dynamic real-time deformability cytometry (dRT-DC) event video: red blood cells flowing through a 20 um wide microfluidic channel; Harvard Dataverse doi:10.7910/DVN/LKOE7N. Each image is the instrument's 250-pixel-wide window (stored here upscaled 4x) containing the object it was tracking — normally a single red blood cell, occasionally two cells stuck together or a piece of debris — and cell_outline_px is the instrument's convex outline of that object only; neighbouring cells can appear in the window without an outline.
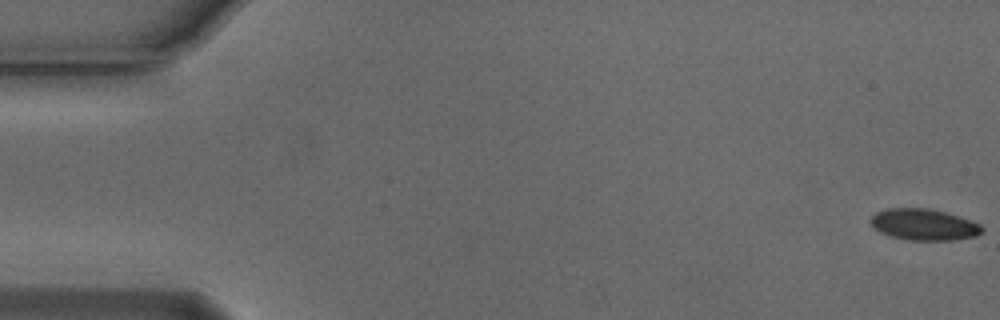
{"species": "Egyptian fruit bat (a non-hibernating species)", "species_latin": "Rousettus aegyptiacus", "temperature_condition": "cold", "stored_images_in_passage": 7, "camera_frame_rate_fps": 3000, "um_per_image_px": 0.085, "animal": {"sex": "male"}, "frame": {"image": 1, "passage_image": 1, "time_ms": 0.0, "image_size_px": [1000, 320], "cell_outline_px": [[984, 232], [976, 236], [952, 240], [908, 240], [892, 236], [880, 232], [868, 220], [876, 212], [888, 208], [928, 208], [944, 212], [980, 224], [984, 228]], "centroid_in_image_um": [78.53, 19.09], "position_along_channel_um": 6.5, "area_um2": 20.17}}
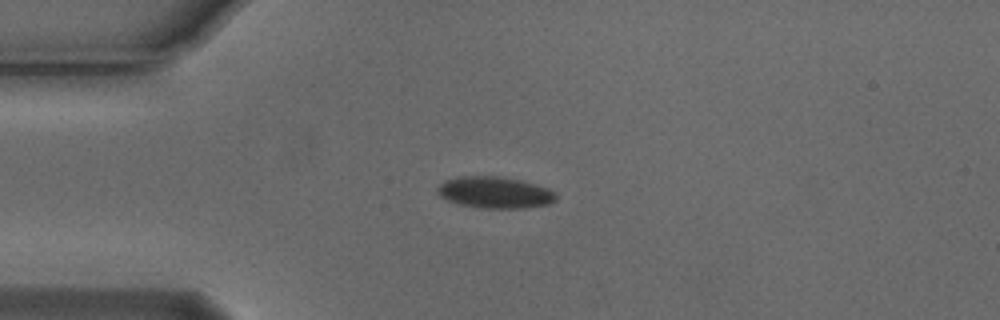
{"frame": {"image": 2, "passage_image": 5, "time_ms": 1.333, "image_size_px": [1000, 320], "cell_outline_px": [[556, 200], [548, 204], [524, 208], [480, 208], [460, 204], [448, 200], [440, 196], [436, 192], [436, 188], [444, 180], [460, 176], [496, 176], [520, 180], [536, 184], [548, 188], [556, 192]], "centroid_in_image_um": [42.05, 16.36], "position_along_channel_um": 42.9, "area_um2": 21.85}}
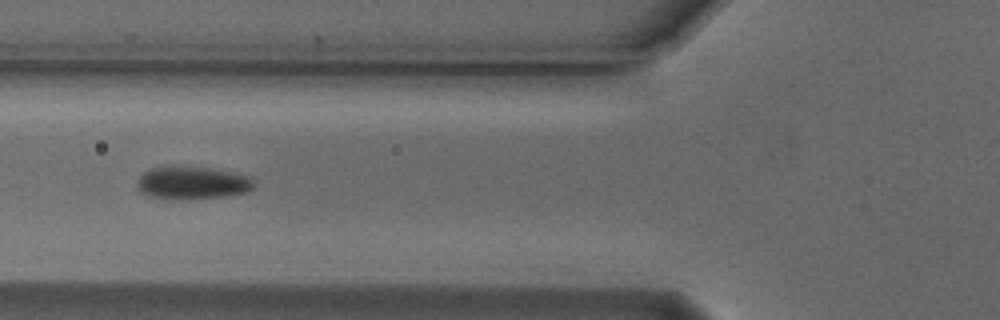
{"frame": {"image": 3, "passage_image": 7, "time_ms": 2.0, "image_size_px": [1000, 320], "cell_outline_px": [[256, 184], [248, 192], [228, 196], [180, 200], [172, 200], [148, 196], [140, 192], [136, 184], [136, 180], [148, 168], [164, 164], [172, 164], [208, 168], [232, 172], [248, 176], [256, 180]], "centroid_in_image_um": [16.29, 15.52], "position_along_channel_um": 109.5, "area_um2": 23.29}}